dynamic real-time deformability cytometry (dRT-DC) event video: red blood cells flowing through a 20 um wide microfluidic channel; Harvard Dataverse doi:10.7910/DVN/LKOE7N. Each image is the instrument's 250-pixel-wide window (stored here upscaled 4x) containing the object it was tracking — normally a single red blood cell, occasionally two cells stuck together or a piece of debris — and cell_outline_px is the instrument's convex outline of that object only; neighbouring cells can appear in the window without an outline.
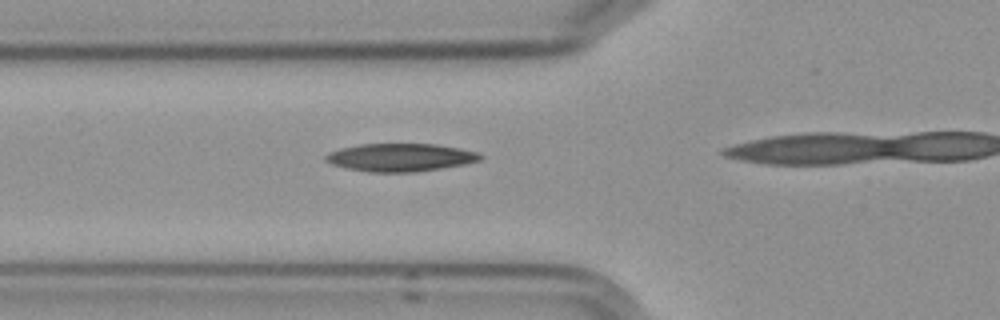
{"species": "Egyptian fruit bat (a non-hibernating species)", "species_latin": "Rousettus aegyptiacus", "temperature_condition": "cold", "stored_images_in_passage": 7, "camera_frame_rate_fps": 3000, "um_per_image_px": 0.085, "frame": {"image": 1, "passage_image": 3, "time_ms": 2.333, "image_size_px": [1000, 320], "cell_outline_px": [[484, 156], [480, 160], [464, 164], [416, 172], [368, 172], [348, 168], [332, 164], [324, 160], [324, 156], [328, 152], [340, 148], [360, 144], [436, 144], [460, 148], [480, 152]], "centroid_in_image_um": [34.04, 13.37], "position_along_channel_um": 91.8, "area_um2": 25.26}}
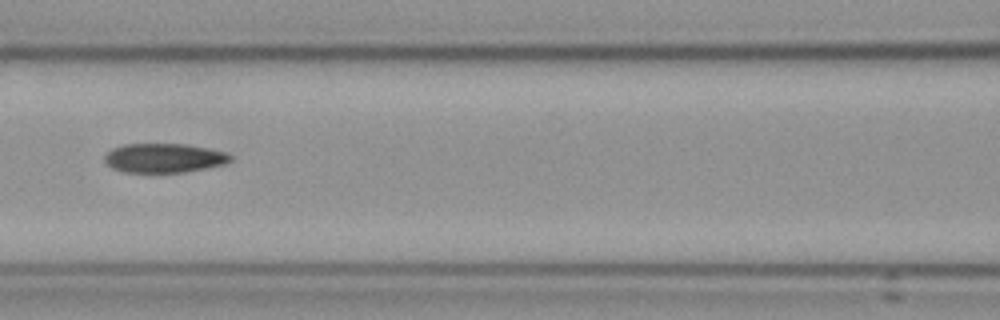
{"frame": {"image": 2, "passage_image": 6, "time_ms": 6.0, "image_size_px": [1000, 320], "cell_outline_px": [[232, 160], [224, 164], [208, 168], [184, 172], [124, 172], [112, 168], [104, 164], [104, 156], [112, 148], [124, 144], [188, 144], [228, 152], [232, 156]], "centroid_in_image_um": [13.95, 13.43], "position_along_channel_um": 152.7, "area_um2": 21.68}}